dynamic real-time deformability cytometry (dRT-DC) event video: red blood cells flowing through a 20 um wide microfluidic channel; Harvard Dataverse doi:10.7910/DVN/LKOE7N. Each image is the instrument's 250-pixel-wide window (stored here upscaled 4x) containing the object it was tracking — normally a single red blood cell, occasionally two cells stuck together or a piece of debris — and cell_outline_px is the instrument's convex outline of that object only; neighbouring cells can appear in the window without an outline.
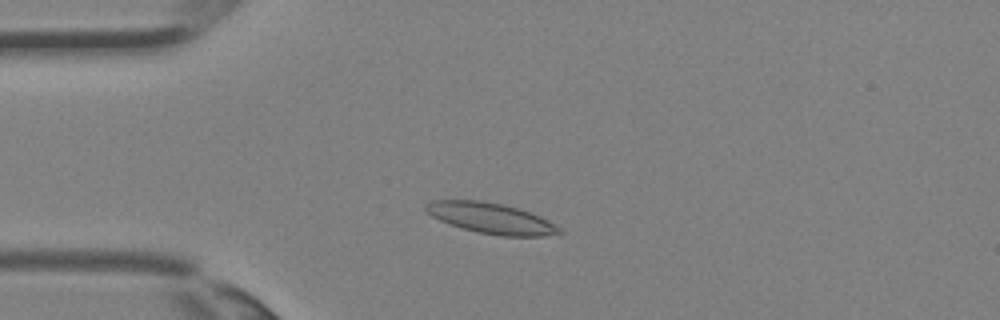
{"species": "Egyptian fruit bat (a non-hibernating species)", "species_latin": "Rousettus aegyptiacus", "temperature_condition": "room temperature", "stored_images_in_passage": 30, "camera_frame_rate_fps": 3000, "um_per_image_px": 0.085, "animal": {"sex": "female"}, "frame": {"image": 1, "passage_image": 6, "time_ms": 1.667, "image_size_px": [1000, 320], "cell_outline_px": [[564, 232], [544, 236], [500, 236], [476, 232], [440, 220], [432, 216], [424, 208], [424, 204], [432, 200], [480, 200], [504, 204], [520, 208], [540, 216], [548, 220], [560, 228]], "centroid_in_image_um": [41.75, 18.54], "position_along_channel_um": 43.2, "area_um2": 23.87}}
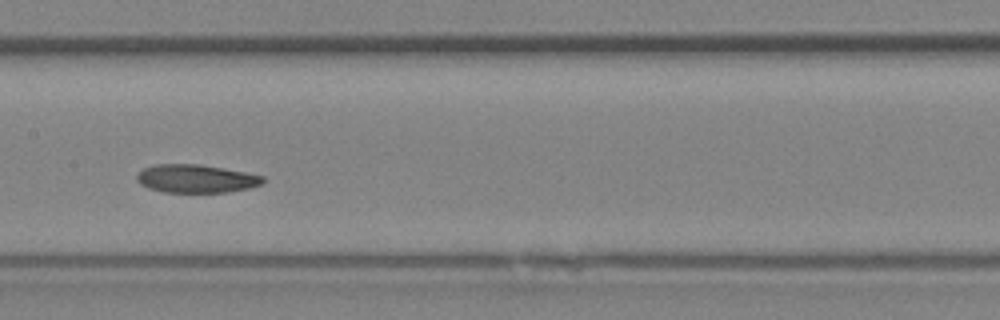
{"frame": {"image": 2, "passage_image": 15, "time_ms": 4.667, "image_size_px": [1000, 320], "cell_outline_px": [[264, 180], [260, 184], [248, 188], [228, 192], [164, 192], [148, 188], [140, 184], [136, 180], [136, 176], [144, 168], [156, 164], [200, 164], [244, 172], [264, 176]], "centroid_in_image_um": [16.63, 15.18], "position_along_channel_um": 190.8, "area_um2": 20.58}}
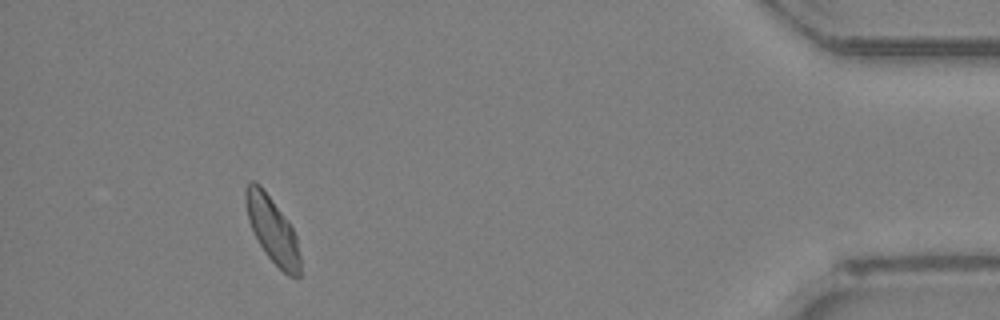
{"frame": {"image": 3, "passage_image": 30, "time_ms": 9.667, "image_size_px": [1000, 320], "cell_outline_px": [[300, 276], [288, 276], [264, 252], [248, 220], [244, 200], [244, 188], [252, 180], [260, 184], [288, 220], [296, 236], [300, 256]], "centroid_in_image_um": [23.14, 19.49], "position_along_channel_um": 412.1, "area_um2": 20.75}}